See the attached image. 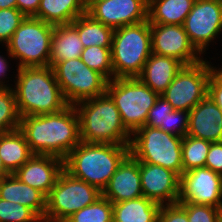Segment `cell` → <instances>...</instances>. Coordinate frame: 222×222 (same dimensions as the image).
Segmentation results:
<instances>
[{"mask_svg": "<svg viewBox=\"0 0 222 222\" xmlns=\"http://www.w3.org/2000/svg\"><path fill=\"white\" fill-rule=\"evenodd\" d=\"M64 222H113V204L101 196L93 204L73 213Z\"/></svg>", "mask_w": 222, "mask_h": 222, "instance_id": "30", "label": "cell"}, {"mask_svg": "<svg viewBox=\"0 0 222 222\" xmlns=\"http://www.w3.org/2000/svg\"><path fill=\"white\" fill-rule=\"evenodd\" d=\"M17 8L16 0H0V9Z\"/></svg>", "mask_w": 222, "mask_h": 222, "instance_id": "42", "label": "cell"}, {"mask_svg": "<svg viewBox=\"0 0 222 222\" xmlns=\"http://www.w3.org/2000/svg\"><path fill=\"white\" fill-rule=\"evenodd\" d=\"M184 65L177 59L152 53L137 77L161 95Z\"/></svg>", "mask_w": 222, "mask_h": 222, "instance_id": "20", "label": "cell"}, {"mask_svg": "<svg viewBox=\"0 0 222 222\" xmlns=\"http://www.w3.org/2000/svg\"><path fill=\"white\" fill-rule=\"evenodd\" d=\"M102 192L65 169L59 174L54 187L46 197L43 222H64L73 213L93 204Z\"/></svg>", "mask_w": 222, "mask_h": 222, "instance_id": "9", "label": "cell"}, {"mask_svg": "<svg viewBox=\"0 0 222 222\" xmlns=\"http://www.w3.org/2000/svg\"><path fill=\"white\" fill-rule=\"evenodd\" d=\"M85 13L83 0H40L34 17L57 26L70 24Z\"/></svg>", "mask_w": 222, "mask_h": 222, "instance_id": "24", "label": "cell"}, {"mask_svg": "<svg viewBox=\"0 0 222 222\" xmlns=\"http://www.w3.org/2000/svg\"><path fill=\"white\" fill-rule=\"evenodd\" d=\"M214 66L208 82V94L216 105L222 110V66Z\"/></svg>", "mask_w": 222, "mask_h": 222, "instance_id": "38", "label": "cell"}, {"mask_svg": "<svg viewBox=\"0 0 222 222\" xmlns=\"http://www.w3.org/2000/svg\"><path fill=\"white\" fill-rule=\"evenodd\" d=\"M80 128V139L85 143L129 145L131 133L122 123L120 113L105 93L74 105Z\"/></svg>", "mask_w": 222, "mask_h": 222, "instance_id": "4", "label": "cell"}, {"mask_svg": "<svg viewBox=\"0 0 222 222\" xmlns=\"http://www.w3.org/2000/svg\"><path fill=\"white\" fill-rule=\"evenodd\" d=\"M212 63L206 58L197 64L183 66L161 96L175 110L189 112L208 94Z\"/></svg>", "mask_w": 222, "mask_h": 222, "instance_id": "11", "label": "cell"}, {"mask_svg": "<svg viewBox=\"0 0 222 222\" xmlns=\"http://www.w3.org/2000/svg\"><path fill=\"white\" fill-rule=\"evenodd\" d=\"M182 137L143 126L131 134L129 154L139 162L159 165L183 174Z\"/></svg>", "mask_w": 222, "mask_h": 222, "instance_id": "6", "label": "cell"}, {"mask_svg": "<svg viewBox=\"0 0 222 222\" xmlns=\"http://www.w3.org/2000/svg\"><path fill=\"white\" fill-rule=\"evenodd\" d=\"M84 47L77 29L70 24L57 25L51 37L49 66L69 59L80 58Z\"/></svg>", "mask_w": 222, "mask_h": 222, "instance_id": "22", "label": "cell"}, {"mask_svg": "<svg viewBox=\"0 0 222 222\" xmlns=\"http://www.w3.org/2000/svg\"><path fill=\"white\" fill-rule=\"evenodd\" d=\"M151 54L148 19L114 29L111 46L114 78H137Z\"/></svg>", "mask_w": 222, "mask_h": 222, "instance_id": "5", "label": "cell"}, {"mask_svg": "<svg viewBox=\"0 0 222 222\" xmlns=\"http://www.w3.org/2000/svg\"><path fill=\"white\" fill-rule=\"evenodd\" d=\"M106 93L114 101L123 125L131 134L145 126L148 112L159 97L138 78H114L108 81Z\"/></svg>", "mask_w": 222, "mask_h": 222, "instance_id": "8", "label": "cell"}, {"mask_svg": "<svg viewBox=\"0 0 222 222\" xmlns=\"http://www.w3.org/2000/svg\"><path fill=\"white\" fill-rule=\"evenodd\" d=\"M158 222H188L185 207L180 202L161 205Z\"/></svg>", "mask_w": 222, "mask_h": 222, "instance_id": "37", "label": "cell"}, {"mask_svg": "<svg viewBox=\"0 0 222 222\" xmlns=\"http://www.w3.org/2000/svg\"><path fill=\"white\" fill-rule=\"evenodd\" d=\"M205 167H208L213 172L222 175V141L211 142Z\"/></svg>", "mask_w": 222, "mask_h": 222, "instance_id": "39", "label": "cell"}, {"mask_svg": "<svg viewBox=\"0 0 222 222\" xmlns=\"http://www.w3.org/2000/svg\"><path fill=\"white\" fill-rule=\"evenodd\" d=\"M150 29L152 53L175 58L184 66L206 58L191 44L183 25L150 24Z\"/></svg>", "mask_w": 222, "mask_h": 222, "instance_id": "14", "label": "cell"}, {"mask_svg": "<svg viewBox=\"0 0 222 222\" xmlns=\"http://www.w3.org/2000/svg\"><path fill=\"white\" fill-rule=\"evenodd\" d=\"M5 51H6V55H0V88H8V87L13 86L12 84H9V79L10 78L7 77L8 76L7 74L10 73V69H11L10 68L11 63L9 61H12L14 59L9 54L7 49Z\"/></svg>", "mask_w": 222, "mask_h": 222, "instance_id": "40", "label": "cell"}, {"mask_svg": "<svg viewBox=\"0 0 222 222\" xmlns=\"http://www.w3.org/2000/svg\"><path fill=\"white\" fill-rule=\"evenodd\" d=\"M178 202L210 205L222 209V175L208 167L184 172L180 176Z\"/></svg>", "mask_w": 222, "mask_h": 222, "instance_id": "13", "label": "cell"}, {"mask_svg": "<svg viewBox=\"0 0 222 222\" xmlns=\"http://www.w3.org/2000/svg\"><path fill=\"white\" fill-rule=\"evenodd\" d=\"M183 27L191 44L206 56L209 46L222 34V0H195Z\"/></svg>", "mask_w": 222, "mask_h": 222, "instance_id": "12", "label": "cell"}, {"mask_svg": "<svg viewBox=\"0 0 222 222\" xmlns=\"http://www.w3.org/2000/svg\"><path fill=\"white\" fill-rule=\"evenodd\" d=\"M102 196L112 203L142 197L139 161L129 154L118 166L106 188L102 191Z\"/></svg>", "mask_w": 222, "mask_h": 222, "instance_id": "18", "label": "cell"}, {"mask_svg": "<svg viewBox=\"0 0 222 222\" xmlns=\"http://www.w3.org/2000/svg\"><path fill=\"white\" fill-rule=\"evenodd\" d=\"M12 82L20 117L57 113L68 106L56 81L53 68H16Z\"/></svg>", "mask_w": 222, "mask_h": 222, "instance_id": "2", "label": "cell"}, {"mask_svg": "<svg viewBox=\"0 0 222 222\" xmlns=\"http://www.w3.org/2000/svg\"><path fill=\"white\" fill-rule=\"evenodd\" d=\"M0 198L32 209L42 220L46 211V196L20 181L14 174L0 180Z\"/></svg>", "mask_w": 222, "mask_h": 222, "instance_id": "21", "label": "cell"}, {"mask_svg": "<svg viewBox=\"0 0 222 222\" xmlns=\"http://www.w3.org/2000/svg\"><path fill=\"white\" fill-rule=\"evenodd\" d=\"M146 0H104L93 4L86 13L105 26L117 29L147 20Z\"/></svg>", "mask_w": 222, "mask_h": 222, "instance_id": "16", "label": "cell"}, {"mask_svg": "<svg viewBox=\"0 0 222 222\" xmlns=\"http://www.w3.org/2000/svg\"><path fill=\"white\" fill-rule=\"evenodd\" d=\"M71 24L77 29L84 48L89 46L111 48L113 28L105 26L87 13L77 17Z\"/></svg>", "mask_w": 222, "mask_h": 222, "instance_id": "27", "label": "cell"}, {"mask_svg": "<svg viewBox=\"0 0 222 222\" xmlns=\"http://www.w3.org/2000/svg\"><path fill=\"white\" fill-rule=\"evenodd\" d=\"M128 155L129 145L81 141L64 159V169L102 192Z\"/></svg>", "mask_w": 222, "mask_h": 222, "instance_id": "3", "label": "cell"}, {"mask_svg": "<svg viewBox=\"0 0 222 222\" xmlns=\"http://www.w3.org/2000/svg\"><path fill=\"white\" fill-rule=\"evenodd\" d=\"M33 155L19 129L0 135L1 162L10 174L16 172Z\"/></svg>", "mask_w": 222, "mask_h": 222, "instance_id": "25", "label": "cell"}, {"mask_svg": "<svg viewBox=\"0 0 222 222\" xmlns=\"http://www.w3.org/2000/svg\"><path fill=\"white\" fill-rule=\"evenodd\" d=\"M187 135L210 142L222 141V110L209 96L189 111Z\"/></svg>", "mask_w": 222, "mask_h": 222, "instance_id": "19", "label": "cell"}, {"mask_svg": "<svg viewBox=\"0 0 222 222\" xmlns=\"http://www.w3.org/2000/svg\"><path fill=\"white\" fill-rule=\"evenodd\" d=\"M17 9L26 17H34L37 14L40 0H16Z\"/></svg>", "mask_w": 222, "mask_h": 222, "instance_id": "41", "label": "cell"}, {"mask_svg": "<svg viewBox=\"0 0 222 222\" xmlns=\"http://www.w3.org/2000/svg\"><path fill=\"white\" fill-rule=\"evenodd\" d=\"M195 0H149L147 19L150 24L183 25Z\"/></svg>", "mask_w": 222, "mask_h": 222, "instance_id": "23", "label": "cell"}, {"mask_svg": "<svg viewBox=\"0 0 222 222\" xmlns=\"http://www.w3.org/2000/svg\"><path fill=\"white\" fill-rule=\"evenodd\" d=\"M63 169L62 158L34 154L13 174L20 181L39 190L47 197Z\"/></svg>", "mask_w": 222, "mask_h": 222, "instance_id": "17", "label": "cell"}, {"mask_svg": "<svg viewBox=\"0 0 222 222\" xmlns=\"http://www.w3.org/2000/svg\"><path fill=\"white\" fill-rule=\"evenodd\" d=\"M0 222H43L29 207L0 198Z\"/></svg>", "mask_w": 222, "mask_h": 222, "instance_id": "32", "label": "cell"}, {"mask_svg": "<svg viewBox=\"0 0 222 222\" xmlns=\"http://www.w3.org/2000/svg\"><path fill=\"white\" fill-rule=\"evenodd\" d=\"M113 204V222H158L161 205L142 196Z\"/></svg>", "mask_w": 222, "mask_h": 222, "instance_id": "26", "label": "cell"}, {"mask_svg": "<svg viewBox=\"0 0 222 222\" xmlns=\"http://www.w3.org/2000/svg\"><path fill=\"white\" fill-rule=\"evenodd\" d=\"M210 141L186 135L182 139L183 173L189 170L205 167Z\"/></svg>", "mask_w": 222, "mask_h": 222, "instance_id": "28", "label": "cell"}, {"mask_svg": "<svg viewBox=\"0 0 222 222\" xmlns=\"http://www.w3.org/2000/svg\"><path fill=\"white\" fill-rule=\"evenodd\" d=\"M80 58L89 68L98 71L108 81L114 79L111 48L89 46L83 49Z\"/></svg>", "mask_w": 222, "mask_h": 222, "instance_id": "31", "label": "cell"}, {"mask_svg": "<svg viewBox=\"0 0 222 222\" xmlns=\"http://www.w3.org/2000/svg\"><path fill=\"white\" fill-rule=\"evenodd\" d=\"M20 119L14 89L0 88V135L19 129Z\"/></svg>", "mask_w": 222, "mask_h": 222, "instance_id": "29", "label": "cell"}, {"mask_svg": "<svg viewBox=\"0 0 222 222\" xmlns=\"http://www.w3.org/2000/svg\"><path fill=\"white\" fill-rule=\"evenodd\" d=\"M175 110L163 96L159 95L154 106L149 110L145 126L156 127L167 132L168 114Z\"/></svg>", "mask_w": 222, "mask_h": 222, "instance_id": "34", "label": "cell"}, {"mask_svg": "<svg viewBox=\"0 0 222 222\" xmlns=\"http://www.w3.org/2000/svg\"><path fill=\"white\" fill-rule=\"evenodd\" d=\"M54 25L35 17H25L11 40L2 47L17 62L15 68L49 66Z\"/></svg>", "mask_w": 222, "mask_h": 222, "instance_id": "7", "label": "cell"}, {"mask_svg": "<svg viewBox=\"0 0 222 222\" xmlns=\"http://www.w3.org/2000/svg\"><path fill=\"white\" fill-rule=\"evenodd\" d=\"M189 125V112L184 110H173L168 114L167 133L185 137Z\"/></svg>", "mask_w": 222, "mask_h": 222, "instance_id": "36", "label": "cell"}, {"mask_svg": "<svg viewBox=\"0 0 222 222\" xmlns=\"http://www.w3.org/2000/svg\"><path fill=\"white\" fill-rule=\"evenodd\" d=\"M19 130L33 154L53 155L63 160L81 142L74 105L57 113L23 116Z\"/></svg>", "mask_w": 222, "mask_h": 222, "instance_id": "1", "label": "cell"}, {"mask_svg": "<svg viewBox=\"0 0 222 222\" xmlns=\"http://www.w3.org/2000/svg\"><path fill=\"white\" fill-rule=\"evenodd\" d=\"M143 196L160 205L178 203L180 176L159 165L139 162Z\"/></svg>", "mask_w": 222, "mask_h": 222, "instance_id": "15", "label": "cell"}, {"mask_svg": "<svg viewBox=\"0 0 222 222\" xmlns=\"http://www.w3.org/2000/svg\"><path fill=\"white\" fill-rule=\"evenodd\" d=\"M218 222H222V212H221V214H220V216L218 218Z\"/></svg>", "mask_w": 222, "mask_h": 222, "instance_id": "45", "label": "cell"}, {"mask_svg": "<svg viewBox=\"0 0 222 222\" xmlns=\"http://www.w3.org/2000/svg\"><path fill=\"white\" fill-rule=\"evenodd\" d=\"M17 8L0 9V44L5 46L12 38L15 30L25 19Z\"/></svg>", "mask_w": 222, "mask_h": 222, "instance_id": "33", "label": "cell"}, {"mask_svg": "<svg viewBox=\"0 0 222 222\" xmlns=\"http://www.w3.org/2000/svg\"><path fill=\"white\" fill-rule=\"evenodd\" d=\"M10 173L6 170V168L3 166L2 162H1V157H0V180L2 178H5L6 176H8Z\"/></svg>", "mask_w": 222, "mask_h": 222, "instance_id": "43", "label": "cell"}, {"mask_svg": "<svg viewBox=\"0 0 222 222\" xmlns=\"http://www.w3.org/2000/svg\"><path fill=\"white\" fill-rule=\"evenodd\" d=\"M99 1H104V0H83L84 6L86 11L95 3L99 2Z\"/></svg>", "mask_w": 222, "mask_h": 222, "instance_id": "44", "label": "cell"}, {"mask_svg": "<svg viewBox=\"0 0 222 222\" xmlns=\"http://www.w3.org/2000/svg\"><path fill=\"white\" fill-rule=\"evenodd\" d=\"M53 70L68 105L106 93L108 80L98 71L89 68L81 58L61 61Z\"/></svg>", "mask_w": 222, "mask_h": 222, "instance_id": "10", "label": "cell"}, {"mask_svg": "<svg viewBox=\"0 0 222 222\" xmlns=\"http://www.w3.org/2000/svg\"><path fill=\"white\" fill-rule=\"evenodd\" d=\"M186 209L188 222H218L221 208L210 205L180 202Z\"/></svg>", "mask_w": 222, "mask_h": 222, "instance_id": "35", "label": "cell"}]
</instances>
